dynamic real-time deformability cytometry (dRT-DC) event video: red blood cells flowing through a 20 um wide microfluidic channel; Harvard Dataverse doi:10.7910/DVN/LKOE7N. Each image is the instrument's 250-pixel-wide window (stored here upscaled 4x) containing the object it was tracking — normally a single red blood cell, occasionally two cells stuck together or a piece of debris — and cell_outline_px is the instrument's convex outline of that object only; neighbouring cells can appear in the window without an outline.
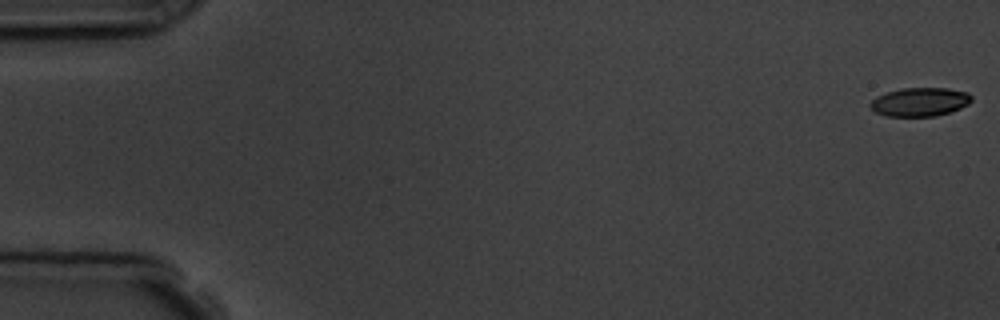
{"species": "common noctule bat (a hibernating species)", "species_latin": "Nyctalus noctula", "temperature_condition": "room temperature", "stored_images_in_passage": 4, "camera_frame_rate_fps": 3000, "um_per_image_px": 0.085, "animal": {"sex": "male", "body_mass_g": 19.5, "forearm_length_mm": 54.6}, "frame": {"image": 1, "passage_image": 1, "time_ms": 0.0, "image_size_px": [1000, 320], "cell_outline_px": [[972, 100], [968, 104], [960, 108], [936, 116], [888, 116], [876, 112], [868, 104], [876, 96], [888, 92], [904, 88], [948, 88], [968, 92], [972, 96]], "centroid_in_image_um": [78.2, 8.66], "position_along_channel_um": 6.8, "area_um2": 16.82}}
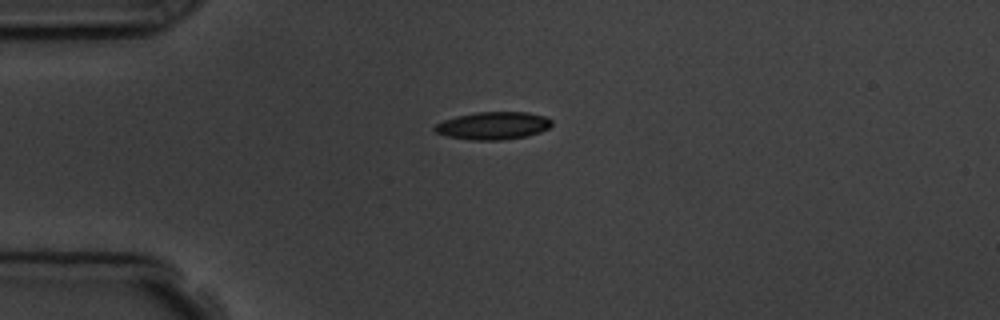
{"frame": {"image": 2, "passage_image": 4, "time_ms": 4.333, "image_size_px": [1000, 320], "cell_outline_px": [[552, 124], [548, 128], [540, 132], [528, 136], [500, 140], [472, 140], [448, 136], [436, 132], [432, 128], [436, 124], [444, 120], [456, 116], [476, 112], [528, 112], [544, 116], [552, 120]], "centroid_in_image_um": [41.92, 10.68], "position_along_channel_um": 43.1, "area_um2": 18.84}}